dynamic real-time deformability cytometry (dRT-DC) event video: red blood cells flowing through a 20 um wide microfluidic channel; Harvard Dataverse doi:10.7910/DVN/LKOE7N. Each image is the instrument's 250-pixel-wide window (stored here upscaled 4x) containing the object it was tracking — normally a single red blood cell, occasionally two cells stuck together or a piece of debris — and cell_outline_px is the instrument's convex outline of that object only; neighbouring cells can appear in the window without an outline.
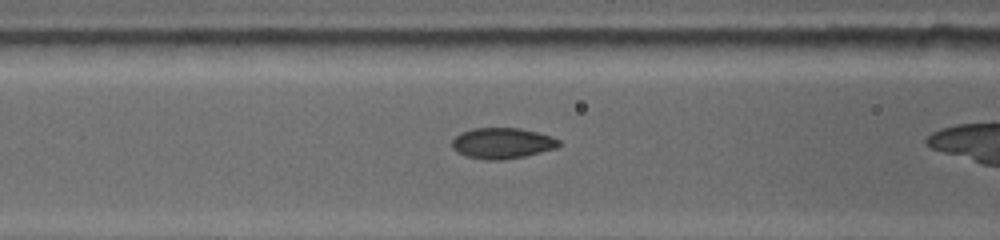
{"species": "common noctule bat (a hibernating species)", "species_latin": "Nyctalus noctula", "temperature_condition": "warm", "stored_images_in_passage": 30, "camera_frame_rate_fps": 5000, "um_per_image_px": 0.085, "animal": {"sex": "female", "body_mass_g": 19.0, "forearm_length_mm": 53.3}, "frame": {"image": 1, "passage_image": 4, "time_ms": 0.6, "image_size_px": [1000, 240], "cell_outline_px": [[560, 144], [556, 148], [524, 156], [500, 160], [488, 160], [468, 156], [452, 148], [452, 140], [460, 132], [472, 128], [520, 128], [552, 136], [560, 140]], "centroid_in_image_um": [42.69, 12.16], "position_along_channel_um": 123.9, "area_um2": 19.02}}
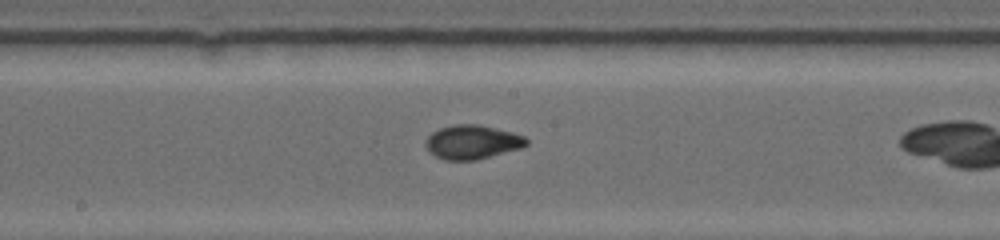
{"frame": {"image": 2, "passage_image": 14, "time_ms": 2.8, "image_size_px": [1000, 240], "cell_outline_px": [[528, 144], [520, 148], [472, 160], [448, 160], [436, 156], [428, 148], [428, 136], [432, 132], [440, 128], [456, 124], [480, 124], [524, 136], [528, 140]], "centroid_in_image_um": [40.16, 12.06], "position_along_channel_um": 208.0, "area_um2": 19.31}}
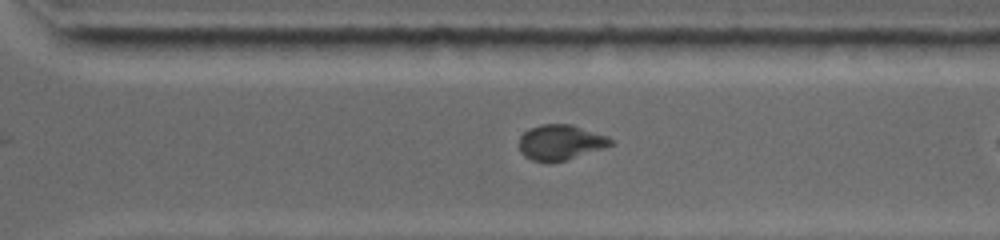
{"frame": {"image": 3, "passage_image": 25, "time_ms": 5.8, "image_size_px": [1000, 240], "cell_outline_px": [[612, 144], [564, 160], [532, 160], [524, 156], [520, 148], [520, 136], [524, 132], [540, 124], [572, 124], [608, 136], [612, 140]], "centroid_in_image_um": [47.62, 12.06], "position_along_channel_um": 323.0, "area_um2": 18.09}}